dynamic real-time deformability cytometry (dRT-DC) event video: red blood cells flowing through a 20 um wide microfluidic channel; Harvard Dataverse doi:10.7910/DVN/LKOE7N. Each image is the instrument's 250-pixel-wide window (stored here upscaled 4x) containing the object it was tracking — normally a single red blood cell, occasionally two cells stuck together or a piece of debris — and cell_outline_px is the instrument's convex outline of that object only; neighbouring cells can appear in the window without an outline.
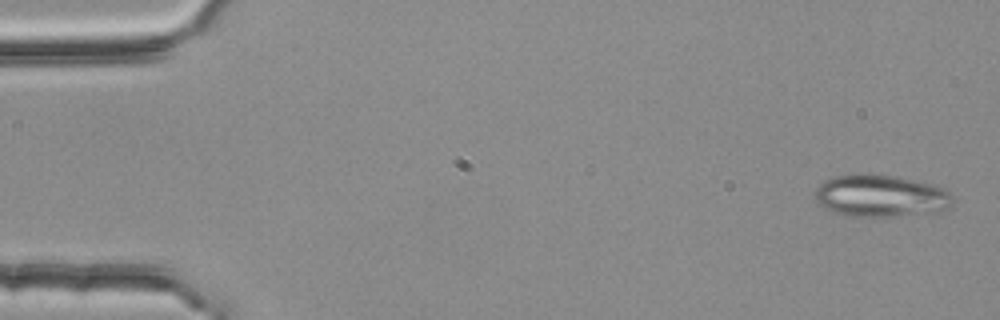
{"species": "common noctule bat (a hibernating species)", "species_latin": "Nyctalus noctula", "temperature_condition": "room temperature", "stored_images_in_passage": 4, "camera_frame_rate_fps": 3000, "um_per_image_px": 0.085, "animal": {"sex": "female", "body_mass_g": 25.1}, "frame": {"image": 1, "passage_image": 1, "time_ms": 0.0, "image_size_px": [1000, 320], "cell_outline_px": [[952, 204], [948, 208], [940, 212], [896, 216], [844, 216], [832, 212], [824, 208], [816, 200], [816, 188], [824, 180], [836, 176], [860, 172], [864, 172], [892, 176], [912, 180], [928, 184], [940, 188], [948, 192], [952, 196]], "centroid_in_image_um": [74.81, 16.65], "position_along_channel_um": 10.2, "area_um2": 33.87}}